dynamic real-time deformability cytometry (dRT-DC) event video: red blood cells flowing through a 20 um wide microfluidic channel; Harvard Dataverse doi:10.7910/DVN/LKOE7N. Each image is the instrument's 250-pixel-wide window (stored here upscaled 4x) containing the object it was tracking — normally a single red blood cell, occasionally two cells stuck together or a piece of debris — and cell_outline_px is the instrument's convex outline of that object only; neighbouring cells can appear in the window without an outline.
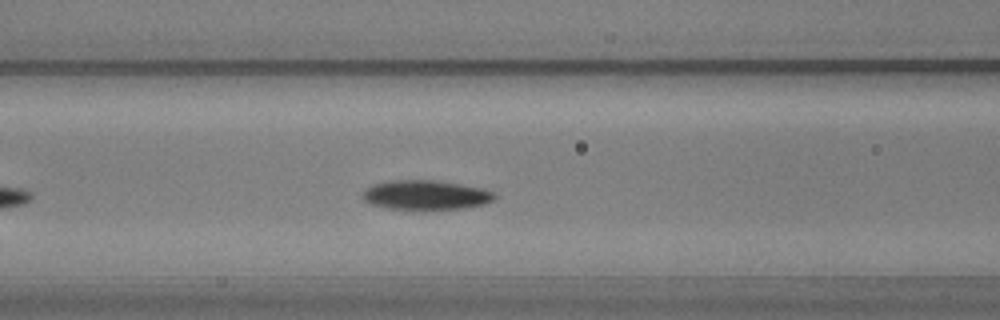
{"species": "common noctule bat (a hibernating species)", "species_latin": "Nyctalus noctula", "temperature_condition": "warm", "stored_images_in_passage": 35, "camera_frame_rate_fps": 3000, "um_per_image_px": 0.085, "animal": {"sex": "male", "body_mass_g": 20.5, "forearm_length_mm": 52.5}, "frame": {"image": 1, "passage_image": 10, "time_ms": 3.0, "image_size_px": [1000, 320], "cell_outline_px": [[496, 196], [492, 200], [484, 204], [464, 208], [388, 208], [368, 204], [360, 196], [364, 188], [372, 184], [388, 180], [432, 180], [460, 184], [484, 188], [496, 192]], "centroid_in_image_um": [36.14, 16.55], "position_along_channel_um": 130.5, "area_um2": 22.6}}
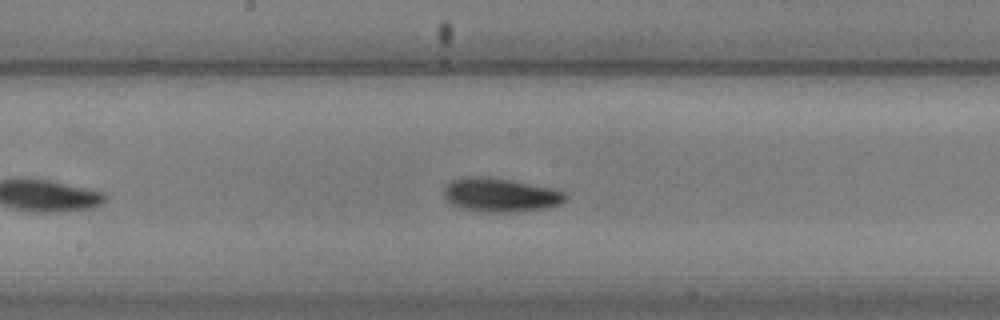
{"frame": {"image": 2, "passage_image": 16, "time_ms": 5.0, "image_size_px": [1000, 320], "cell_outline_px": [[568, 200], [560, 204], [548, 208], [520, 212], [480, 212], [460, 208], [452, 204], [444, 196], [444, 188], [452, 180], [460, 176], [492, 176], [552, 188], [564, 192], [568, 196]], "centroid_in_image_um": [42.55, 16.57], "position_along_channel_um": 205.6, "area_um2": 24.51}}
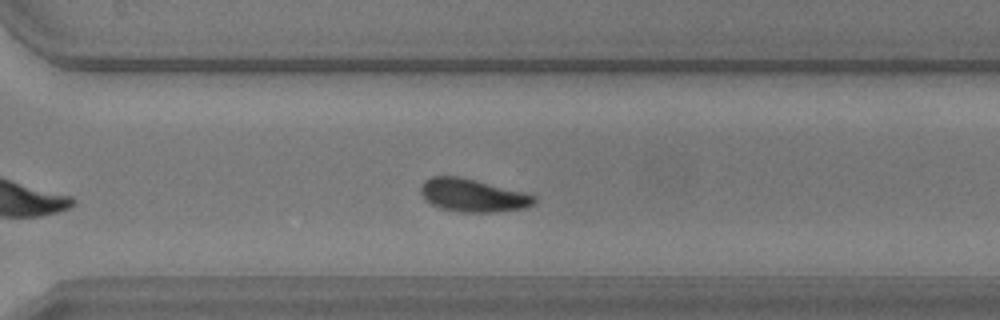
{"frame": {"image": 3, "passage_image": 26, "time_ms": 8.333, "image_size_px": [1000, 320], "cell_outline_px": [[536, 200], [532, 204], [524, 208], [496, 212], [460, 212], [440, 208], [432, 204], [420, 192], [420, 184], [424, 180], [432, 176], [460, 176], [524, 192], [536, 196]], "centroid_in_image_um": [40.17, 16.6], "position_along_channel_um": 330.4, "area_um2": 21.73}, "authors_computed_cell_mechanics": {"area_um2": 22.5998, "velocity_mm_per_s": 3.765, "shape_relaxation_time_tau1_ms": 2.543, "shape_relaxation_time_tau2_ms": 6.7129, "deformation_change_tau1": 0.1275, "deformation_change_tau2": 0.1042}}